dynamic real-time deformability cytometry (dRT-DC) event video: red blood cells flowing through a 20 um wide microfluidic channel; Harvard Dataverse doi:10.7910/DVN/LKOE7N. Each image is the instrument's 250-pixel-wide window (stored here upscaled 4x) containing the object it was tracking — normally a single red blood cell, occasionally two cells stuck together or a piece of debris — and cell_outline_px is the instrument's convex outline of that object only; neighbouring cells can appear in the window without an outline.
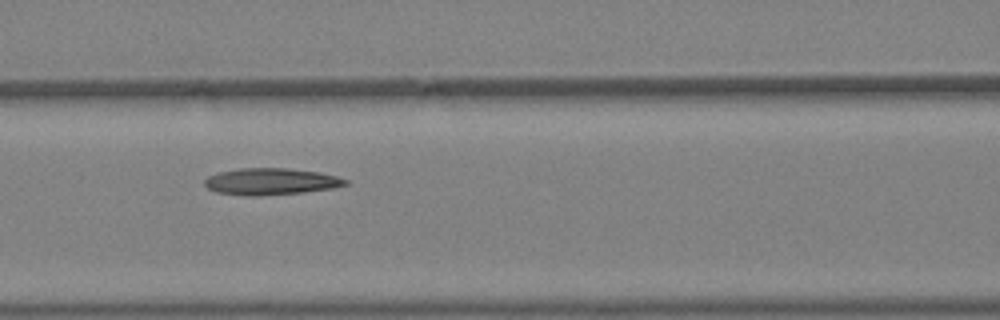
{"species": "Egyptian fruit bat (a non-hibernating species)", "species_latin": "Rousettus aegyptiacus", "temperature_condition": "warm", "stored_images_in_passage": 6, "camera_frame_rate_fps": 3000, "um_per_image_px": 0.085, "animal": {"sex": "female"}, "frame": {"image": 1, "passage_image": 6, "time_ms": 1.667, "image_size_px": [1000, 320], "cell_outline_px": [[348, 184], [332, 188], [304, 192], [260, 196], [248, 196], [216, 192], [208, 188], [204, 184], [204, 180], [208, 176], [220, 172], [240, 168], [284, 168], [320, 172], [336, 176], [348, 180]], "centroid_in_image_um": [23.02, 15.43], "position_along_channel_um": 143.6, "area_um2": 21.85}}